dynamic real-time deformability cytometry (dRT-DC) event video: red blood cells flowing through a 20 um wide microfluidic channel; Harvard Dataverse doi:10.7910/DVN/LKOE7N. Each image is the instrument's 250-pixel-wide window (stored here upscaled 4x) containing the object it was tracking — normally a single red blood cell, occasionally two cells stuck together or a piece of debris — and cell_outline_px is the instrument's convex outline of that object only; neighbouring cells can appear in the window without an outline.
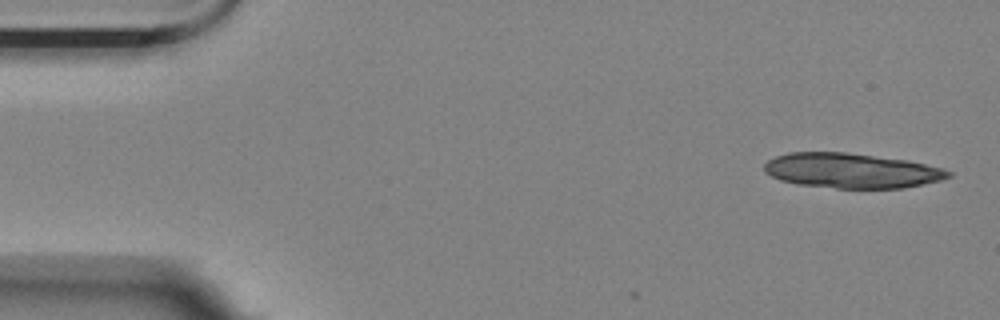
{"species": "Egyptian fruit bat (a non-hibernating species)", "species_latin": "Rousettus aegyptiacus", "temperature_condition": "room temperature", "stored_images_in_passage": 8, "camera_frame_rate_fps": 3000, "um_per_image_px": 0.085, "animal": {"sex": "female"}, "frame": {"image": 1, "passage_image": 1, "time_ms": 0.0, "image_size_px": [1000, 320], "cell_outline_px": [[952, 176], [940, 180], [904, 188], [836, 188], [796, 184], [780, 180], [764, 172], [764, 164], [768, 160], [776, 156], [788, 152], [844, 152], [908, 160], [940, 168], [952, 172]], "centroid_in_image_um": [72.34, 14.5], "position_along_channel_um": 12.7, "area_um2": 37.34}}
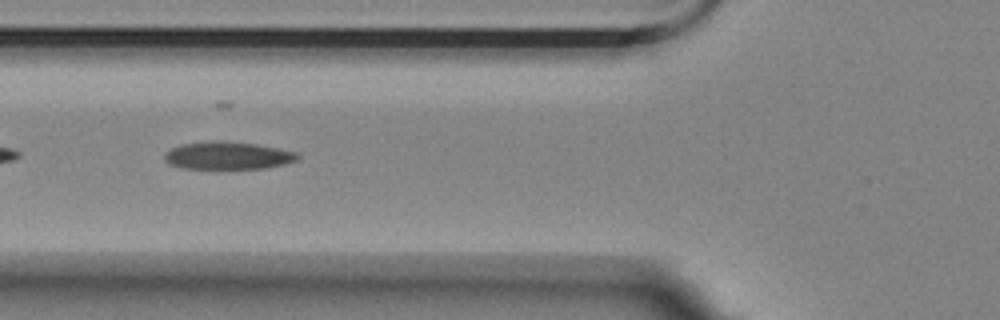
{"frame": {"image": 2, "passage_image": 6, "time_ms": 1.667, "image_size_px": [1000, 320], "cell_outline_px": [[300, 160], [284, 164], [264, 168], [180, 168], [168, 164], [164, 160], [164, 152], [180, 144], [256, 144], [280, 148], [300, 152]], "centroid_in_image_um": [19.43, 13.27], "position_along_channel_um": 106.4, "area_um2": 20.58}}
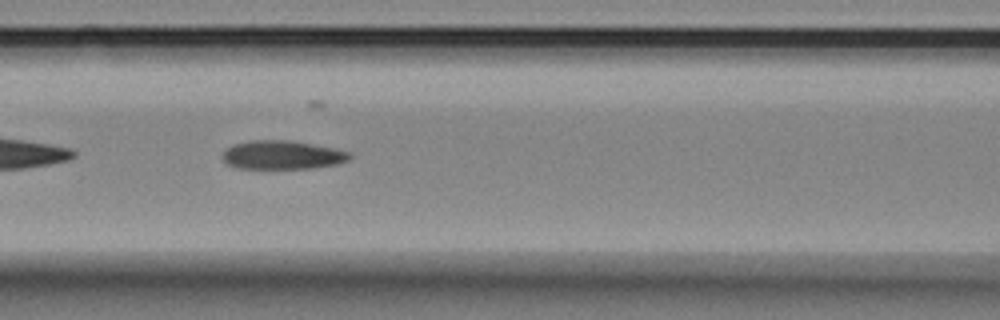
{"frame": {"image": 3, "passage_image": 7, "time_ms": 2.0, "image_size_px": [1000, 320], "cell_outline_px": [[352, 156], [348, 160], [336, 164], [312, 168], [236, 168], [228, 164], [224, 160], [224, 152], [232, 144], [252, 140], [288, 140], [312, 144], [332, 148], [348, 152]], "centroid_in_image_um": [23.98, 13.17], "position_along_channel_um": 142.6, "area_um2": 20.92}}